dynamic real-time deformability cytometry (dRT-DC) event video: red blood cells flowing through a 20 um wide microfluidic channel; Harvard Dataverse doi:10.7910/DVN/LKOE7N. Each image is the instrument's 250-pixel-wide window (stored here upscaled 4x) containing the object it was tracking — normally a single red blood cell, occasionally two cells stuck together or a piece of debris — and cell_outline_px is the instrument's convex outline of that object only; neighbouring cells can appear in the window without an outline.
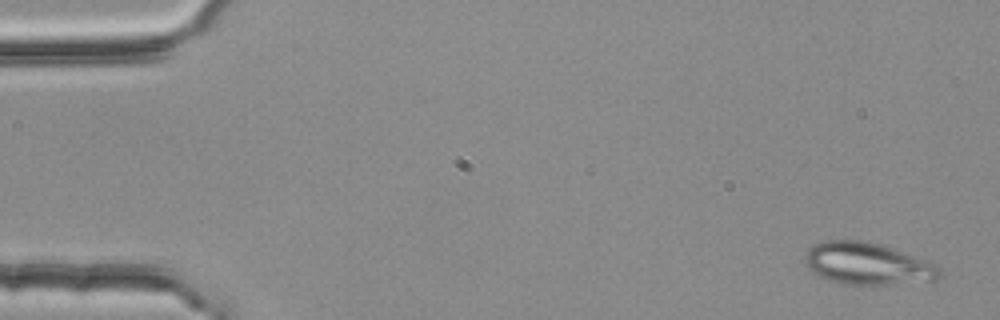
{"species": "common noctule bat (a hibernating species)", "species_latin": "Nyctalus noctula", "temperature_condition": "room temperature", "stored_images_in_passage": 3, "camera_frame_rate_fps": 3000, "um_per_image_px": 0.085, "animal": {"sex": "female", "body_mass_g": 25.1}, "frame": {"image": 1, "passage_image": 1, "time_ms": 0.0, "image_size_px": [1000, 320], "cell_outline_px": [[944, 276], [936, 280], [888, 284], [848, 284], [816, 276], [808, 268], [804, 260], [804, 256], [808, 248], [816, 244], [828, 240], [868, 240], [880, 244], [936, 264], [940, 268]], "centroid_in_image_um": [73.73, 22.41], "position_along_channel_um": 11.3, "area_um2": 32.89}}